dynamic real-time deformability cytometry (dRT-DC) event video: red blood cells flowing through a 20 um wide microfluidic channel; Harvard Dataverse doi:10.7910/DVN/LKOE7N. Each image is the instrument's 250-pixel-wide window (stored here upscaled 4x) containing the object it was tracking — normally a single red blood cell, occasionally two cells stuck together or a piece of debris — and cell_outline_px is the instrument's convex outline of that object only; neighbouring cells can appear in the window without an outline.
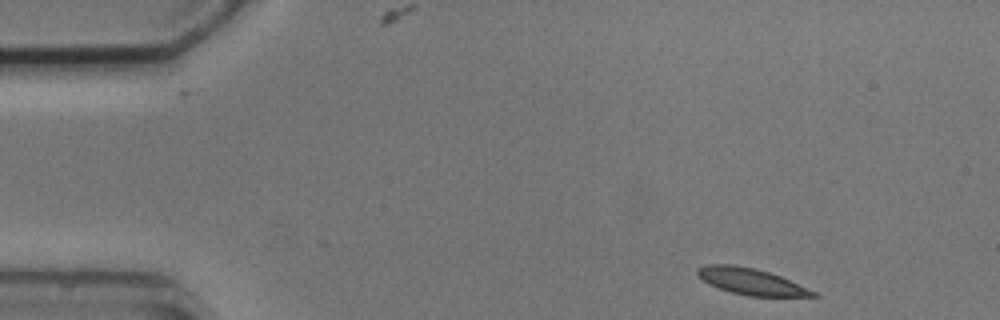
{"species": "common noctule bat (a hibernating species)", "species_latin": "Nyctalus noctula", "temperature_condition": "cold", "stored_images_in_passage": 3, "camera_frame_rate_fps": 3000, "um_per_image_px": 0.085, "animal": {"sex": "male", "body_mass_g": 20.5, "forearm_length_mm": 52.5}, "frame": {"image": 1, "passage_image": 1, "time_ms": 0.0, "image_size_px": [1000, 320], "cell_outline_px": [[820, 296], [748, 296], [732, 292], [708, 284], [696, 276], [696, 268], [704, 264], [732, 264], [756, 268], [780, 276], [816, 292]], "centroid_in_image_um": [63.76, 23.9], "position_along_channel_um": 21.2, "area_um2": 17.74}}